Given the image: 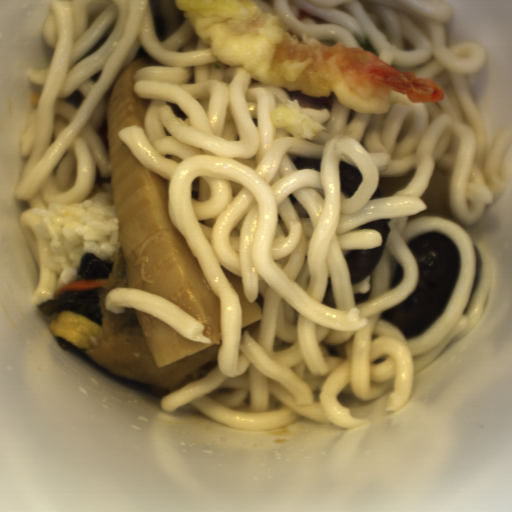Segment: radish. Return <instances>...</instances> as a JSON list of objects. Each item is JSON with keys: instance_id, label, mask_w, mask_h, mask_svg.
I'll return each mask as SVG.
<instances>
[{"instance_id": "8e3532e8", "label": "radish", "mask_w": 512, "mask_h": 512, "mask_svg": "<svg viewBox=\"0 0 512 512\" xmlns=\"http://www.w3.org/2000/svg\"><path fill=\"white\" fill-rule=\"evenodd\" d=\"M416 173L413 171L405 175H386L381 177L378 190L371 198L383 199L395 194L410 184Z\"/></svg>"}, {"instance_id": "1f323893", "label": "radish", "mask_w": 512, "mask_h": 512, "mask_svg": "<svg viewBox=\"0 0 512 512\" xmlns=\"http://www.w3.org/2000/svg\"><path fill=\"white\" fill-rule=\"evenodd\" d=\"M449 185L450 179L444 172L432 171L421 195V201L425 204L427 212L438 213L449 208Z\"/></svg>"}, {"instance_id": "49b2ee8c", "label": "radish", "mask_w": 512, "mask_h": 512, "mask_svg": "<svg viewBox=\"0 0 512 512\" xmlns=\"http://www.w3.org/2000/svg\"><path fill=\"white\" fill-rule=\"evenodd\" d=\"M107 279H73L66 285L55 287L54 297L64 291H85L103 287Z\"/></svg>"}]
</instances>
